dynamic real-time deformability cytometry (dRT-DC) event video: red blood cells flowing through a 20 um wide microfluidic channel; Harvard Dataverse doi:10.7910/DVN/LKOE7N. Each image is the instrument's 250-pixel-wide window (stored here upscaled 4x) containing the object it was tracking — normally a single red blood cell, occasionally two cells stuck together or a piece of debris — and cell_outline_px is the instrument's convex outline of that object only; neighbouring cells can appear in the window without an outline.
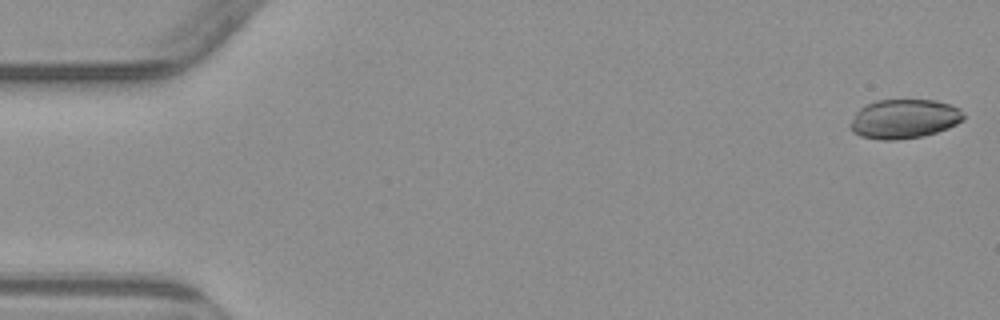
{"species": "common noctule bat (a hibernating species)", "species_latin": "Nyctalus noctula", "temperature_condition": "warm", "stored_images_in_passage": 5, "camera_frame_rate_fps": 3000, "um_per_image_px": 0.085, "animal": {"sex": "male", "body_mass_g": 23.1, "forearm_length_mm": 52.7}, "frame": {"image": 1, "passage_image": 1, "time_ms": 0.0, "image_size_px": [1000, 320], "cell_outline_px": [[964, 120], [948, 128], [936, 132], [920, 136], [896, 140], [880, 140], [860, 136], [852, 132], [848, 124], [856, 112], [860, 108], [876, 100], [936, 100], [960, 108], [964, 116]], "centroid_in_image_um": [76.82, 10.11], "position_along_channel_um": 8.2, "area_um2": 25.95}}
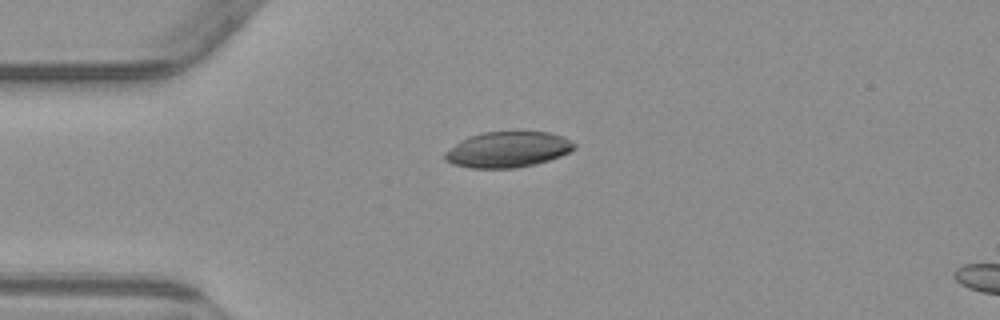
{"frame": {"image": 2, "passage_image": 4, "time_ms": 4.0, "image_size_px": [1000, 320], "cell_outline_px": [[576, 148], [560, 156], [536, 164], [516, 168], [468, 168], [452, 164], [444, 160], [444, 152], [460, 140], [468, 136], [484, 132], [548, 132], [560, 136], [576, 144]], "centroid_in_image_um": [43.1, 12.72], "position_along_channel_um": 41.9, "area_um2": 26.93}}